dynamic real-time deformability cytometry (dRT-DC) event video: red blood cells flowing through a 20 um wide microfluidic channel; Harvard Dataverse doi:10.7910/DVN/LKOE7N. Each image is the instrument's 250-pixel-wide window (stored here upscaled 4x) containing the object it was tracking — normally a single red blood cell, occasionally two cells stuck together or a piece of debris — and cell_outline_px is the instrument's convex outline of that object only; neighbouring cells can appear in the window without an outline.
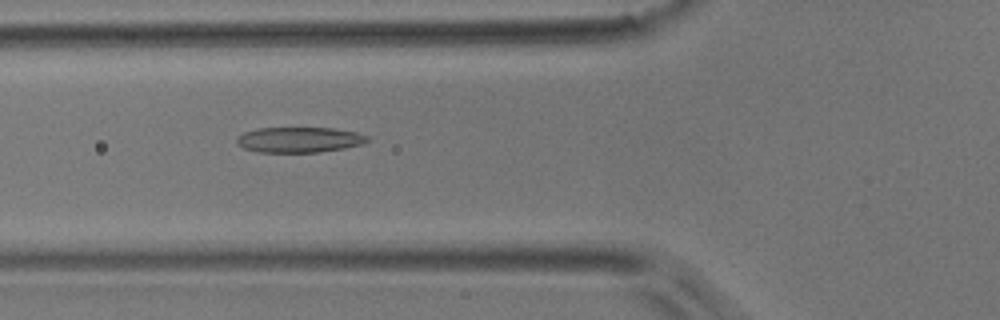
{"species": "common noctule bat (a hibernating species)", "species_latin": "Nyctalus noctula", "temperature_condition": "room temperature", "stored_images_in_passage": 50, "camera_frame_rate_fps": 3000, "um_per_image_px": 0.085, "animal": {"sex": "male", "body_mass_g": 17.9}, "frame": {"image": 1, "passage_image": 18, "time_ms": 5.667, "image_size_px": [1000, 320], "cell_outline_px": [[368, 140], [364, 144], [344, 148], [320, 152], [256, 152], [244, 148], [236, 144], [236, 136], [244, 132], [256, 128], [332, 128], [356, 132], [368, 136]], "centroid_in_image_um": [25.4, 11.88], "position_along_channel_um": 100.4, "area_um2": 19.48}}
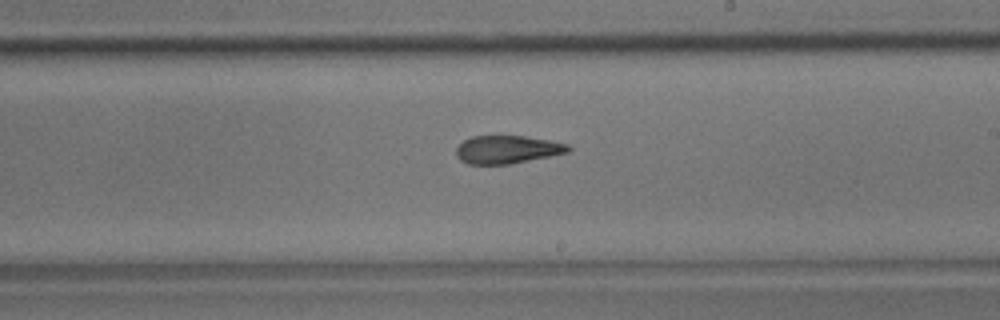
{"frame": {"image": 2, "passage_image": 29, "time_ms": 9.333, "image_size_px": [1000, 320], "cell_outline_px": [[572, 148], [568, 152], [512, 164], [468, 164], [460, 160], [456, 156], [456, 148], [464, 140], [472, 136], [524, 136], [552, 140], [568, 144]], "centroid_in_image_um": [43.12, 12.71], "position_along_channel_um": 245.9, "area_um2": 18.38}}
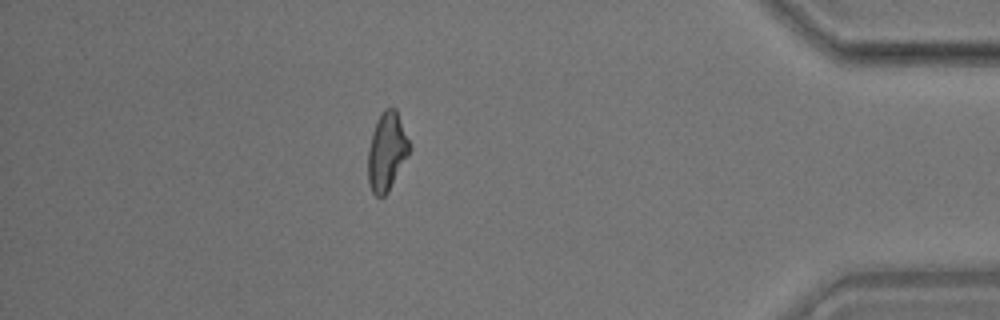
{"frame": {"image": 3, "passage_image": 44, "time_ms": 14.333, "image_size_px": [1000, 320], "cell_outline_px": [[412, 148], [408, 156], [388, 192], [384, 196], [376, 196], [372, 192], [368, 184], [368, 148], [372, 132], [376, 120], [384, 108], [396, 108]], "centroid_in_image_um": [32.88, 12.87], "position_along_channel_um": 402.3, "area_um2": 19.07}, "authors_computed_cell_mechanics": {"area_um2": 19.3919, "velocity_mm_per_s": 3.9647, "shape_relaxation_time_tau1_ms": null, "shape_relaxation_time_tau2_ms": 2.2232, "deformation_change_tau1": null, "deformation_change_tau2": 0.1038}}